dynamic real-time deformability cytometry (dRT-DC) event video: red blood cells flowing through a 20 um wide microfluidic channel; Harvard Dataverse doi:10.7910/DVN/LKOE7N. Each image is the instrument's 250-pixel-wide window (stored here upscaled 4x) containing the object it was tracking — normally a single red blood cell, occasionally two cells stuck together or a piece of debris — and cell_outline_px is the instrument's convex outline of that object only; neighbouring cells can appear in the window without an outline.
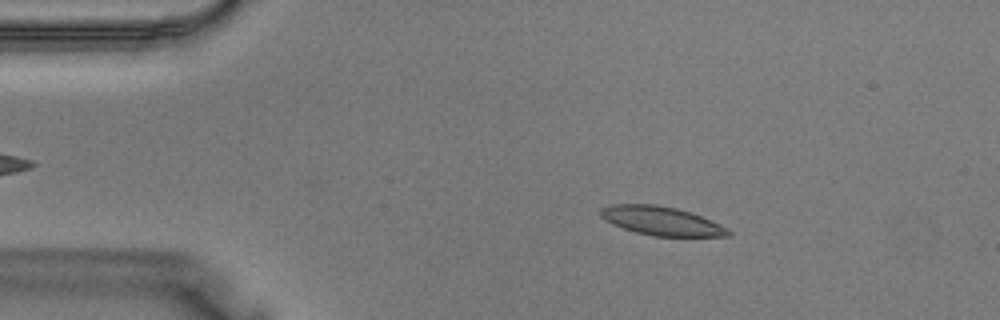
{"species": "Egyptian fruit bat (a non-hibernating species)", "species_latin": "Rousettus aegyptiacus", "temperature_condition": "warm", "stored_images_in_passage": 30, "camera_frame_rate_fps": 3000, "um_per_image_px": 0.085, "animal": {"sex": "male"}, "frame": {"image": 1, "passage_image": 4, "time_ms": 1.0, "image_size_px": [1000, 320], "cell_outline_px": [[732, 232], [728, 236], [652, 236], [636, 232], [612, 224], [604, 220], [600, 216], [600, 208], [612, 204], [656, 204], [676, 208], [700, 216], [720, 224], [728, 228]], "centroid_in_image_um": [56.19, 18.77], "position_along_channel_um": 28.8, "area_um2": 21.33}}
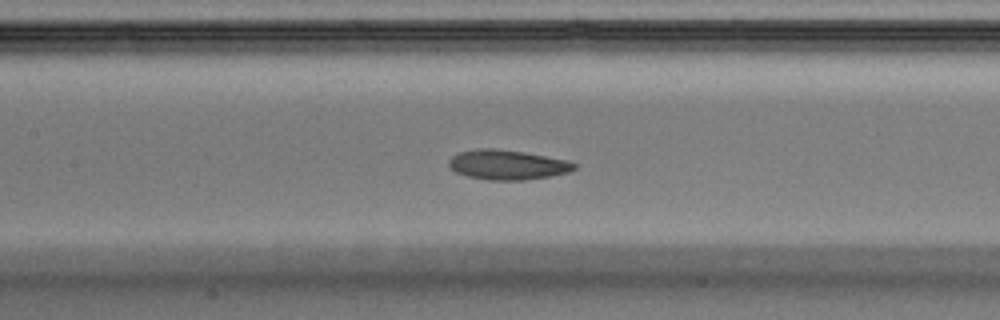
{"frame": {"image": 2, "passage_image": 15, "time_ms": 4.667, "image_size_px": [1000, 320], "cell_outline_px": [[576, 168], [568, 172], [548, 176], [524, 180], [488, 180], [468, 176], [456, 172], [448, 164], [448, 160], [452, 156], [460, 152], [480, 148], [492, 148], [524, 152], [568, 160], [576, 164]], "centroid_in_image_um": [43.12, 14.0], "position_along_channel_um": 164.3, "area_um2": 21.56}}
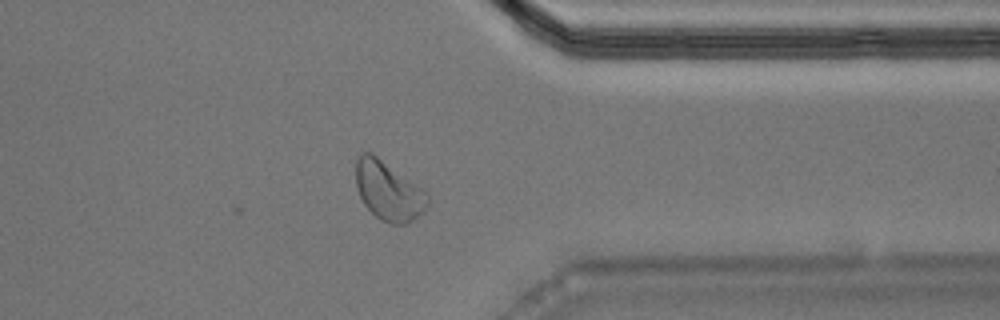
{"frame": {"image": 3, "passage_image": 28, "time_ms": 9.0, "image_size_px": [1000, 320], "cell_outline_px": [[428, 204], [424, 212], [412, 220], [404, 224], [392, 224], [380, 220], [364, 204], [360, 196], [356, 184], [356, 156], [360, 152], [372, 152], [428, 192]], "centroid_in_image_um": [33.02, 16.2], "position_along_channel_um": 378.4, "area_um2": 24.8}}